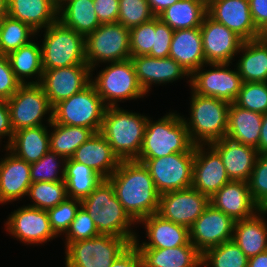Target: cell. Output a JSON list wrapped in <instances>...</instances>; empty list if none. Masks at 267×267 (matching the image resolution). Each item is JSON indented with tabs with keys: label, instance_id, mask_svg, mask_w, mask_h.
Returning a JSON list of instances; mask_svg holds the SVG:
<instances>
[{
	"label": "cell",
	"instance_id": "cb8c5ba5",
	"mask_svg": "<svg viewBox=\"0 0 267 267\" xmlns=\"http://www.w3.org/2000/svg\"><path fill=\"white\" fill-rule=\"evenodd\" d=\"M210 145L219 153L231 181H248L258 156L255 147L228 137L216 140Z\"/></svg>",
	"mask_w": 267,
	"mask_h": 267
},
{
	"label": "cell",
	"instance_id": "30bf717a",
	"mask_svg": "<svg viewBox=\"0 0 267 267\" xmlns=\"http://www.w3.org/2000/svg\"><path fill=\"white\" fill-rule=\"evenodd\" d=\"M131 243L122 237L100 234L65 246V267H110Z\"/></svg>",
	"mask_w": 267,
	"mask_h": 267
},
{
	"label": "cell",
	"instance_id": "d6a6232c",
	"mask_svg": "<svg viewBox=\"0 0 267 267\" xmlns=\"http://www.w3.org/2000/svg\"><path fill=\"white\" fill-rule=\"evenodd\" d=\"M263 114L230 103L226 137L242 144L257 147Z\"/></svg>",
	"mask_w": 267,
	"mask_h": 267
},
{
	"label": "cell",
	"instance_id": "83f0119b",
	"mask_svg": "<svg viewBox=\"0 0 267 267\" xmlns=\"http://www.w3.org/2000/svg\"><path fill=\"white\" fill-rule=\"evenodd\" d=\"M267 209H260L252 217L235 221L233 241L248 257L267 250Z\"/></svg>",
	"mask_w": 267,
	"mask_h": 267
},
{
	"label": "cell",
	"instance_id": "6f0895ef",
	"mask_svg": "<svg viewBox=\"0 0 267 267\" xmlns=\"http://www.w3.org/2000/svg\"><path fill=\"white\" fill-rule=\"evenodd\" d=\"M152 13L157 17L162 11L179 0H147Z\"/></svg>",
	"mask_w": 267,
	"mask_h": 267
},
{
	"label": "cell",
	"instance_id": "ba28073f",
	"mask_svg": "<svg viewBox=\"0 0 267 267\" xmlns=\"http://www.w3.org/2000/svg\"><path fill=\"white\" fill-rule=\"evenodd\" d=\"M85 58L93 75L99 64L130 59V29L118 22L101 24L85 37Z\"/></svg>",
	"mask_w": 267,
	"mask_h": 267
},
{
	"label": "cell",
	"instance_id": "e575fe53",
	"mask_svg": "<svg viewBox=\"0 0 267 267\" xmlns=\"http://www.w3.org/2000/svg\"><path fill=\"white\" fill-rule=\"evenodd\" d=\"M206 14L207 3L204 0H179L157 17L175 31L200 27Z\"/></svg>",
	"mask_w": 267,
	"mask_h": 267
},
{
	"label": "cell",
	"instance_id": "f546056e",
	"mask_svg": "<svg viewBox=\"0 0 267 267\" xmlns=\"http://www.w3.org/2000/svg\"><path fill=\"white\" fill-rule=\"evenodd\" d=\"M7 15L29 25L37 36L58 20L57 7L50 0H8Z\"/></svg>",
	"mask_w": 267,
	"mask_h": 267
},
{
	"label": "cell",
	"instance_id": "f6af8a7d",
	"mask_svg": "<svg viewBox=\"0 0 267 267\" xmlns=\"http://www.w3.org/2000/svg\"><path fill=\"white\" fill-rule=\"evenodd\" d=\"M247 183L253 202L260 209H267V153L258 154Z\"/></svg>",
	"mask_w": 267,
	"mask_h": 267
},
{
	"label": "cell",
	"instance_id": "4fadbf2b",
	"mask_svg": "<svg viewBox=\"0 0 267 267\" xmlns=\"http://www.w3.org/2000/svg\"><path fill=\"white\" fill-rule=\"evenodd\" d=\"M231 64H203L190 76V88L196 94L234 103L243 81L236 66L234 65V70L230 68ZM208 66L210 68L207 70Z\"/></svg>",
	"mask_w": 267,
	"mask_h": 267
},
{
	"label": "cell",
	"instance_id": "db71d44e",
	"mask_svg": "<svg viewBox=\"0 0 267 267\" xmlns=\"http://www.w3.org/2000/svg\"><path fill=\"white\" fill-rule=\"evenodd\" d=\"M13 133L7 100L0 99V144H2L3 138H8L2 147H7L11 143Z\"/></svg>",
	"mask_w": 267,
	"mask_h": 267
},
{
	"label": "cell",
	"instance_id": "c3c4849f",
	"mask_svg": "<svg viewBox=\"0 0 267 267\" xmlns=\"http://www.w3.org/2000/svg\"><path fill=\"white\" fill-rule=\"evenodd\" d=\"M155 40V17L130 29L131 56L149 55Z\"/></svg>",
	"mask_w": 267,
	"mask_h": 267
},
{
	"label": "cell",
	"instance_id": "e0dca14e",
	"mask_svg": "<svg viewBox=\"0 0 267 267\" xmlns=\"http://www.w3.org/2000/svg\"><path fill=\"white\" fill-rule=\"evenodd\" d=\"M206 63H232L244 40L222 23L205 15L200 26Z\"/></svg>",
	"mask_w": 267,
	"mask_h": 267
},
{
	"label": "cell",
	"instance_id": "6da1fadb",
	"mask_svg": "<svg viewBox=\"0 0 267 267\" xmlns=\"http://www.w3.org/2000/svg\"><path fill=\"white\" fill-rule=\"evenodd\" d=\"M128 215L138 223L157 213L160 194L148 168L136 160H121L116 171L107 179Z\"/></svg>",
	"mask_w": 267,
	"mask_h": 267
},
{
	"label": "cell",
	"instance_id": "5bb4252c",
	"mask_svg": "<svg viewBox=\"0 0 267 267\" xmlns=\"http://www.w3.org/2000/svg\"><path fill=\"white\" fill-rule=\"evenodd\" d=\"M4 223L6 233L25 246H40L57 239L51 229L47 210L23 205L11 212Z\"/></svg>",
	"mask_w": 267,
	"mask_h": 267
},
{
	"label": "cell",
	"instance_id": "4dcf8cb0",
	"mask_svg": "<svg viewBox=\"0 0 267 267\" xmlns=\"http://www.w3.org/2000/svg\"><path fill=\"white\" fill-rule=\"evenodd\" d=\"M48 127L50 125L19 129L6 148L27 163L37 162L50 150Z\"/></svg>",
	"mask_w": 267,
	"mask_h": 267
},
{
	"label": "cell",
	"instance_id": "6125c7cd",
	"mask_svg": "<svg viewBox=\"0 0 267 267\" xmlns=\"http://www.w3.org/2000/svg\"><path fill=\"white\" fill-rule=\"evenodd\" d=\"M56 7L63 1V0H50Z\"/></svg>",
	"mask_w": 267,
	"mask_h": 267
},
{
	"label": "cell",
	"instance_id": "ee69618b",
	"mask_svg": "<svg viewBox=\"0 0 267 267\" xmlns=\"http://www.w3.org/2000/svg\"><path fill=\"white\" fill-rule=\"evenodd\" d=\"M234 103L243 109L266 113L267 82H243Z\"/></svg>",
	"mask_w": 267,
	"mask_h": 267
},
{
	"label": "cell",
	"instance_id": "f907efd6",
	"mask_svg": "<svg viewBox=\"0 0 267 267\" xmlns=\"http://www.w3.org/2000/svg\"><path fill=\"white\" fill-rule=\"evenodd\" d=\"M21 85L11 68L8 56L0 54V99H10Z\"/></svg>",
	"mask_w": 267,
	"mask_h": 267
},
{
	"label": "cell",
	"instance_id": "836d02e7",
	"mask_svg": "<svg viewBox=\"0 0 267 267\" xmlns=\"http://www.w3.org/2000/svg\"><path fill=\"white\" fill-rule=\"evenodd\" d=\"M35 41L37 39L7 55L16 78L22 84H40L42 80V49L39 41Z\"/></svg>",
	"mask_w": 267,
	"mask_h": 267
},
{
	"label": "cell",
	"instance_id": "3957f363",
	"mask_svg": "<svg viewBox=\"0 0 267 267\" xmlns=\"http://www.w3.org/2000/svg\"><path fill=\"white\" fill-rule=\"evenodd\" d=\"M145 116L122 107H106L100 133L120 160H136L145 135Z\"/></svg>",
	"mask_w": 267,
	"mask_h": 267
},
{
	"label": "cell",
	"instance_id": "816d5d0a",
	"mask_svg": "<svg viewBox=\"0 0 267 267\" xmlns=\"http://www.w3.org/2000/svg\"><path fill=\"white\" fill-rule=\"evenodd\" d=\"M95 13L100 24L116 23L119 14V0H93Z\"/></svg>",
	"mask_w": 267,
	"mask_h": 267
},
{
	"label": "cell",
	"instance_id": "60d3db41",
	"mask_svg": "<svg viewBox=\"0 0 267 267\" xmlns=\"http://www.w3.org/2000/svg\"><path fill=\"white\" fill-rule=\"evenodd\" d=\"M27 197L31 199V204H26L27 206L48 210L68 198L66 183L64 181L32 183Z\"/></svg>",
	"mask_w": 267,
	"mask_h": 267
},
{
	"label": "cell",
	"instance_id": "9f6ffc18",
	"mask_svg": "<svg viewBox=\"0 0 267 267\" xmlns=\"http://www.w3.org/2000/svg\"><path fill=\"white\" fill-rule=\"evenodd\" d=\"M256 149L258 154L267 153V112L263 114L261 134Z\"/></svg>",
	"mask_w": 267,
	"mask_h": 267
},
{
	"label": "cell",
	"instance_id": "91938a15",
	"mask_svg": "<svg viewBox=\"0 0 267 267\" xmlns=\"http://www.w3.org/2000/svg\"><path fill=\"white\" fill-rule=\"evenodd\" d=\"M8 0H0V20L7 15Z\"/></svg>",
	"mask_w": 267,
	"mask_h": 267
},
{
	"label": "cell",
	"instance_id": "74e56055",
	"mask_svg": "<svg viewBox=\"0 0 267 267\" xmlns=\"http://www.w3.org/2000/svg\"><path fill=\"white\" fill-rule=\"evenodd\" d=\"M103 180L99 174L83 163L76 162L71 158L66 159L64 182L66 183L68 198L84 199Z\"/></svg>",
	"mask_w": 267,
	"mask_h": 267
},
{
	"label": "cell",
	"instance_id": "f35d334b",
	"mask_svg": "<svg viewBox=\"0 0 267 267\" xmlns=\"http://www.w3.org/2000/svg\"><path fill=\"white\" fill-rule=\"evenodd\" d=\"M29 25L8 15L0 20V54L8 55L37 38Z\"/></svg>",
	"mask_w": 267,
	"mask_h": 267
},
{
	"label": "cell",
	"instance_id": "ffe728a7",
	"mask_svg": "<svg viewBox=\"0 0 267 267\" xmlns=\"http://www.w3.org/2000/svg\"><path fill=\"white\" fill-rule=\"evenodd\" d=\"M207 14L244 41L264 36L254 25L249 0H210L207 3Z\"/></svg>",
	"mask_w": 267,
	"mask_h": 267
},
{
	"label": "cell",
	"instance_id": "484cf974",
	"mask_svg": "<svg viewBox=\"0 0 267 267\" xmlns=\"http://www.w3.org/2000/svg\"><path fill=\"white\" fill-rule=\"evenodd\" d=\"M71 159L88 166L103 179H108L121 162L100 132L94 133L90 139L79 146Z\"/></svg>",
	"mask_w": 267,
	"mask_h": 267
},
{
	"label": "cell",
	"instance_id": "ab89813d",
	"mask_svg": "<svg viewBox=\"0 0 267 267\" xmlns=\"http://www.w3.org/2000/svg\"><path fill=\"white\" fill-rule=\"evenodd\" d=\"M248 260L240 247L229 240L207 249L202 254L201 267H248Z\"/></svg>",
	"mask_w": 267,
	"mask_h": 267
},
{
	"label": "cell",
	"instance_id": "bcb514c9",
	"mask_svg": "<svg viewBox=\"0 0 267 267\" xmlns=\"http://www.w3.org/2000/svg\"><path fill=\"white\" fill-rule=\"evenodd\" d=\"M81 200L67 198L57 206L47 210L52 231L57 237L65 235L74 220Z\"/></svg>",
	"mask_w": 267,
	"mask_h": 267
},
{
	"label": "cell",
	"instance_id": "52a82bcc",
	"mask_svg": "<svg viewBox=\"0 0 267 267\" xmlns=\"http://www.w3.org/2000/svg\"><path fill=\"white\" fill-rule=\"evenodd\" d=\"M42 49L43 70L87 64L85 37L56 21L44 30Z\"/></svg>",
	"mask_w": 267,
	"mask_h": 267
},
{
	"label": "cell",
	"instance_id": "8992f818",
	"mask_svg": "<svg viewBox=\"0 0 267 267\" xmlns=\"http://www.w3.org/2000/svg\"><path fill=\"white\" fill-rule=\"evenodd\" d=\"M105 65L96 76L93 77L91 74V83L106 107H118V102L135 101L146 96V92L138 82L131 59Z\"/></svg>",
	"mask_w": 267,
	"mask_h": 267
},
{
	"label": "cell",
	"instance_id": "44dd1931",
	"mask_svg": "<svg viewBox=\"0 0 267 267\" xmlns=\"http://www.w3.org/2000/svg\"><path fill=\"white\" fill-rule=\"evenodd\" d=\"M138 82L147 96L152 85L175 83L186 78L190 87V75L171 57L155 58L149 55L131 56ZM189 78V79H188ZM156 84V85H155ZM151 89V90H150Z\"/></svg>",
	"mask_w": 267,
	"mask_h": 267
},
{
	"label": "cell",
	"instance_id": "11a10c76",
	"mask_svg": "<svg viewBox=\"0 0 267 267\" xmlns=\"http://www.w3.org/2000/svg\"><path fill=\"white\" fill-rule=\"evenodd\" d=\"M110 267H142L141 257L135 245L131 244Z\"/></svg>",
	"mask_w": 267,
	"mask_h": 267
},
{
	"label": "cell",
	"instance_id": "5b68a950",
	"mask_svg": "<svg viewBox=\"0 0 267 267\" xmlns=\"http://www.w3.org/2000/svg\"><path fill=\"white\" fill-rule=\"evenodd\" d=\"M190 115H182L191 141L195 144H210L226 137L230 103L209 96L196 94L190 88Z\"/></svg>",
	"mask_w": 267,
	"mask_h": 267
},
{
	"label": "cell",
	"instance_id": "f1b7e54d",
	"mask_svg": "<svg viewBox=\"0 0 267 267\" xmlns=\"http://www.w3.org/2000/svg\"><path fill=\"white\" fill-rule=\"evenodd\" d=\"M142 267H201L202 254L189 242L173 248H137Z\"/></svg>",
	"mask_w": 267,
	"mask_h": 267
},
{
	"label": "cell",
	"instance_id": "2e32d148",
	"mask_svg": "<svg viewBox=\"0 0 267 267\" xmlns=\"http://www.w3.org/2000/svg\"><path fill=\"white\" fill-rule=\"evenodd\" d=\"M235 221L209 204L189 228L190 242L203 254L207 249L233 239Z\"/></svg>",
	"mask_w": 267,
	"mask_h": 267
},
{
	"label": "cell",
	"instance_id": "277c9868",
	"mask_svg": "<svg viewBox=\"0 0 267 267\" xmlns=\"http://www.w3.org/2000/svg\"><path fill=\"white\" fill-rule=\"evenodd\" d=\"M180 113L170 111L154 120L148 116L145 135L137 159L161 158L173 153L189 152L195 144L191 141Z\"/></svg>",
	"mask_w": 267,
	"mask_h": 267
},
{
	"label": "cell",
	"instance_id": "1f68e13d",
	"mask_svg": "<svg viewBox=\"0 0 267 267\" xmlns=\"http://www.w3.org/2000/svg\"><path fill=\"white\" fill-rule=\"evenodd\" d=\"M236 68L243 82H267V36L244 41Z\"/></svg>",
	"mask_w": 267,
	"mask_h": 267
},
{
	"label": "cell",
	"instance_id": "f5cc1de1",
	"mask_svg": "<svg viewBox=\"0 0 267 267\" xmlns=\"http://www.w3.org/2000/svg\"><path fill=\"white\" fill-rule=\"evenodd\" d=\"M249 6L254 25L267 36V0H249Z\"/></svg>",
	"mask_w": 267,
	"mask_h": 267
},
{
	"label": "cell",
	"instance_id": "7402d4cb",
	"mask_svg": "<svg viewBox=\"0 0 267 267\" xmlns=\"http://www.w3.org/2000/svg\"><path fill=\"white\" fill-rule=\"evenodd\" d=\"M143 226L148 241H140L137 234L133 244L136 248H173L190 242L189 228L162 218L157 213L141 219L137 225ZM142 242V243H140Z\"/></svg>",
	"mask_w": 267,
	"mask_h": 267
},
{
	"label": "cell",
	"instance_id": "9a60e30c",
	"mask_svg": "<svg viewBox=\"0 0 267 267\" xmlns=\"http://www.w3.org/2000/svg\"><path fill=\"white\" fill-rule=\"evenodd\" d=\"M209 204L206 195L190 187L161 194L157 214L190 228Z\"/></svg>",
	"mask_w": 267,
	"mask_h": 267
},
{
	"label": "cell",
	"instance_id": "7dc6e473",
	"mask_svg": "<svg viewBox=\"0 0 267 267\" xmlns=\"http://www.w3.org/2000/svg\"><path fill=\"white\" fill-rule=\"evenodd\" d=\"M100 235L91 215L80 206L74 220L72 221L69 230L63 238L65 246L68 243L91 239Z\"/></svg>",
	"mask_w": 267,
	"mask_h": 267
},
{
	"label": "cell",
	"instance_id": "7a4b0ae2",
	"mask_svg": "<svg viewBox=\"0 0 267 267\" xmlns=\"http://www.w3.org/2000/svg\"><path fill=\"white\" fill-rule=\"evenodd\" d=\"M81 206L91 215L100 234L126 238L133 244L137 223L124 210L107 179L81 200Z\"/></svg>",
	"mask_w": 267,
	"mask_h": 267
},
{
	"label": "cell",
	"instance_id": "d4e9b609",
	"mask_svg": "<svg viewBox=\"0 0 267 267\" xmlns=\"http://www.w3.org/2000/svg\"><path fill=\"white\" fill-rule=\"evenodd\" d=\"M209 203L234 221L252 217L260 208L253 202L247 182L230 181L223 185Z\"/></svg>",
	"mask_w": 267,
	"mask_h": 267
},
{
	"label": "cell",
	"instance_id": "680465c9",
	"mask_svg": "<svg viewBox=\"0 0 267 267\" xmlns=\"http://www.w3.org/2000/svg\"><path fill=\"white\" fill-rule=\"evenodd\" d=\"M248 267H267V250L249 258Z\"/></svg>",
	"mask_w": 267,
	"mask_h": 267
},
{
	"label": "cell",
	"instance_id": "ac0fdd59",
	"mask_svg": "<svg viewBox=\"0 0 267 267\" xmlns=\"http://www.w3.org/2000/svg\"><path fill=\"white\" fill-rule=\"evenodd\" d=\"M91 83V68L87 64H77L44 70L40 85L43 87L50 105L70 98Z\"/></svg>",
	"mask_w": 267,
	"mask_h": 267
},
{
	"label": "cell",
	"instance_id": "4316f807",
	"mask_svg": "<svg viewBox=\"0 0 267 267\" xmlns=\"http://www.w3.org/2000/svg\"><path fill=\"white\" fill-rule=\"evenodd\" d=\"M169 57L180 64L190 76L206 64L200 27L175 30Z\"/></svg>",
	"mask_w": 267,
	"mask_h": 267
},
{
	"label": "cell",
	"instance_id": "603a6c76",
	"mask_svg": "<svg viewBox=\"0 0 267 267\" xmlns=\"http://www.w3.org/2000/svg\"><path fill=\"white\" fill-rule=\"evenodd\" d=\"M0 158V205L22 201L32 184L30 163L16 157L6 147Z\"/></svg>",
	"mask_w": 267,
	"mask_h": 267
},
{
	"label": "cell",
	"instance_id": "7bdbcfd3",
	"mask_svg": "<svg viewBox=\"0 0 267 267\" xmlns=\"http://www.w3.org/2000/svg\"><path fill=\"white\" fill-rule=\"evenodd\" d=\"M156 17L147 0H119L117 22L126 28H133Z\"/></svg>",
	"mask_w": 267,
	"mask_h": 267
},
{
	"label": "cell",
	"instance_id": "8fae6325",
	"mask_svg": "<svg viewBox=\"0 0 267 267\" xmlns=\"http://www.w3.org/2000/svg\"><path fill=\"white\" fill-rule=\"evenodd\" d=\"M7 103L14 132L52 123L53 107L40 84H22Z\"/></svg>",
	"mask_w": 267,
	"mask_h": 267
},
{
	"label": "cell",
	"instance_id": "9c48e42d",
	"mask_svg": "<svg viewBox=\"0 0 267 267\" xmlns=\"http://www.w3.org/2000/svg\"><path fill=\"white\" fill-rule=\"evenodd\" d=\"M106 106L90 83L82 91L64 99L53 106L52 121L70 126H82L101 131Z\"/></svg>",
	"mask_w": 267,
	"mask_h": 267
},
{
	"label": "cell",
	"instance_id": "b9f144b4",
	"mask_svg": "<svg viewBox=\"0 0 267 267\" xmlns=\"http://www.w3.org/2000/svg\"><path fill=\"white\" fill-rule=\"evenodd\" d=\"M65 162L63 156L49 150L39 161L30 164L32 183L64 181Z\"/></svg>",
	"mask_w": 267,
	"mask_h": 267
},
{
	"label": "cell",
	"instance_id": "d590c367",
	"mask_svg": "<svg viewBox=\"0 0 267 267\" xmlns=\"http://www.w3.org/2000/svg\"><path fill=\"white\" fill-rule=\"evenodd\" d=\"M58 21L86 37L101 24L93 0H71L58 11Z\"/></svg>",
	"mask_w": 267,
	"mask_h": 267
},
{
	"label": "cell",
	"instance_id": "8d00e7d4",
	"mask_svg": "<svg viewBox=\"0 0 267 267\" xmlns=\"http://www.w3.org/2000/svg\"><path fill=\"white\" fill-rule=\"evenodd\" d=\"M51 128V129H50ZM50 151L71 158L79 146L94 135L90 128L58 124L52 121L49 127Z\"/></svg>",
	"mask_w": 267,
	"mask_h": 267
},
{
	"label": "cell",
	"instance_id": "7c38bea8",
	"mask_svg": "<svg viewBox=\"0 0 267 267\" xmlns=\"http://www.w3.org/2000/svg\"><path fill=\"white\" fill-rule=\"evenodd\" d=\"M195 147L189 152L173 153L155 159H136L149 170L158 193L190 188Z\"/></svg>",
	"mask_w": 267,
	"mask_h": 267
},
{
	"label": "cell",
	"instance_id": "681fc988",
	"mask_svg": "<svg viewBox=\"0 0 267 267\" xmlns=\"http://www.w3.org/2000/svg\"><path fill=\"white\" fill-rule=\"evenodd\" d=\"M173 34L174 30L169 25L155 17V40L149 56L155 58L169 57Z\"/></svg>",
	"mask_w": 267,
	"mask_h": 267
},
{
	"label": "cell",
	"instance_id": "94428289",
	"mask_svg": "<svg viewBox=\"0 0 267 267\" xmlns=\"http://www.w3.org/2000/svg\"><path fill=\"white\" fill-rule=\"evenodd\" d=\"M71 0H63L58 6H57V11H59L67 2Z\"/></svg>",
	"mask_w": 267,
	"mask_h": 267
},
{
	"label": "cell",
	"instance_id": "d6986e66",
	"mask_svg": "<svg viewBox=\"0 0 267 267\" xmlns=\"http://www.w3.org/2000/svg\"><path fill=\"white\" fill-rule=\"evenodd\" d=\"M230 181L219 153L210 144L195 145L191 187L211 198Z\"/></svg>",
	"mask_w": 267,
	"mask_h": 267
}]
</instances>
